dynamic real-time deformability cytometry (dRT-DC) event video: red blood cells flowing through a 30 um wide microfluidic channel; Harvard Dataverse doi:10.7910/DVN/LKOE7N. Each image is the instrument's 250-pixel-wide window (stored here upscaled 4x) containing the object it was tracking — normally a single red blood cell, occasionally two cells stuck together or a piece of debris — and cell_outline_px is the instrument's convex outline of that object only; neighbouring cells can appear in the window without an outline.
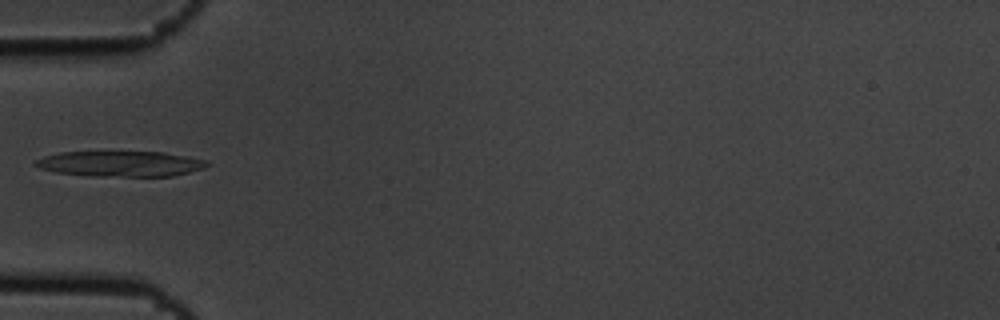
{"species": "common noctule bat (a hibernating species)", "species_latin": "Nyctalus noctula", "temperature_condition": "cold", "stored_images_in_passage": 6, "camera_frame_rate_fps": 3000, "um_per_image_px": 0.085, "animal": {"sex": "male", "body_mass_g": 19.5, "forearm_length_mm": 54.6}, "frame": {"image": 1, "passage_image": 6, "time_ms": 1.667, "image_size_px": [1000, 320], "cell_outline_px": [[208, 164], [204, 168], [172, 176], [92, 176], [56, 172], [40, 168], [32, 164], [36, 160], [44, 156], [60, 152], [164, 152], [188, 156], [208, 160]], "centroid_in_image_um": [10.24, 13.92], "position_along_channel_um": 74.8, "area_um2": 25.43}}